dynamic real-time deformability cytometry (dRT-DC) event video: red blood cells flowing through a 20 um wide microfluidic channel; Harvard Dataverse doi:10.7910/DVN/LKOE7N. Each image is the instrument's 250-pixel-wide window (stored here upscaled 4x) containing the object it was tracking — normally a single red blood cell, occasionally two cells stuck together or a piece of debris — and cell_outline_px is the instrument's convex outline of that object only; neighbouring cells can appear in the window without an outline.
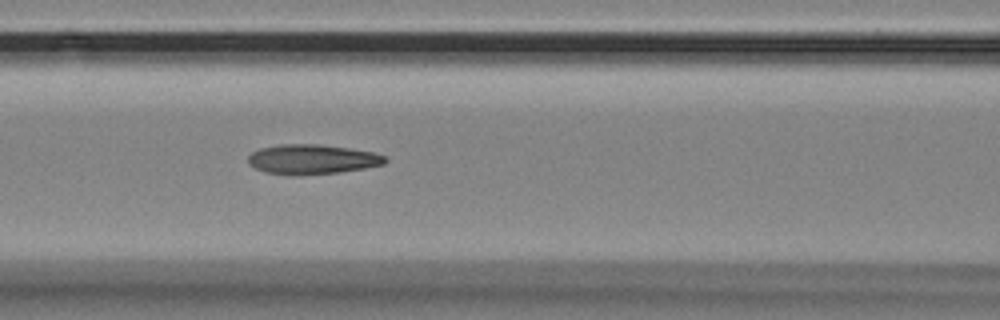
{"species": "Egyptian fruit bat (a non-hibernating species)", "species_latin": "Rousettus aegyptiacus", "temperature_condition": "room temperature", "stored_images_in_passage": 6, "camera_frame_rate_fps": 3000, "um_per_image_px": 0.085, "animal": {"sex": "female"}, "frame": {"image": 1, "passage_image": 6, "time_ms": 1.667, "image_size_px": [1000, 320], "cell_outline_px": [[388, 160], [384, 164], [364, 168], [340, 172], [296, 176], [288, 176], [264, 172], [248, 164], [248, 156], [252, 152], [260, 148], [280, 144], [316, 144], [348, 148], [372, 152], [384, 156]], "centroid_in_image_um": [26.48, 13.55], "position_along_channel_um": 140.1, "area_um2": 23.87}}